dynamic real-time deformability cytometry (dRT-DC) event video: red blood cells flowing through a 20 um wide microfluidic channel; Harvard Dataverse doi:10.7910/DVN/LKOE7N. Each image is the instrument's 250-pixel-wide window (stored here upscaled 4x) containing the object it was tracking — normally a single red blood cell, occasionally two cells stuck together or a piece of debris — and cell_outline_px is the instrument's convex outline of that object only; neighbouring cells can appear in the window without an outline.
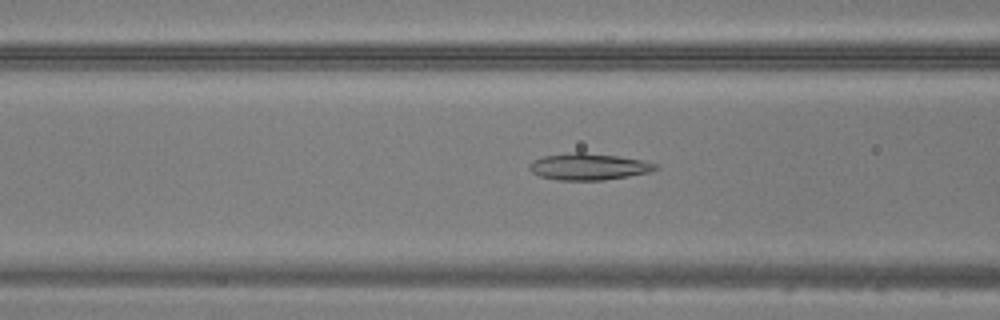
{"species": "common noctule bat (a hibernating species)", "species_latin": "Nyctalus noctula", "temperature_condition": "warm", "stored_images_in_passage": 49, "camera_frame_rate_fps": 3000, "um_per_image_px": 0.085, "animal": {"sex": "male", "body_mass_g": 20.5, "forearm_length_mm": 52.5}, "frame": {"image": 1, "passage_image": 20, "time_ms": 6.333, "image_size_px": [1000, 320], "cell_outline_px": [[660, 168], [648, 172], [628, 176], [604, 180], [556, 180], [540, 176], [532, 172], [528, 168], [528, 164], [532, 160], [544, 156], [576, 152], [584, 152], [620, 156], [640, 160], [656, 164]], "centroid_in_image_um": [50.0, 14.16], "position_along_channel_um": 116.6, "area_um2": 19.54}}
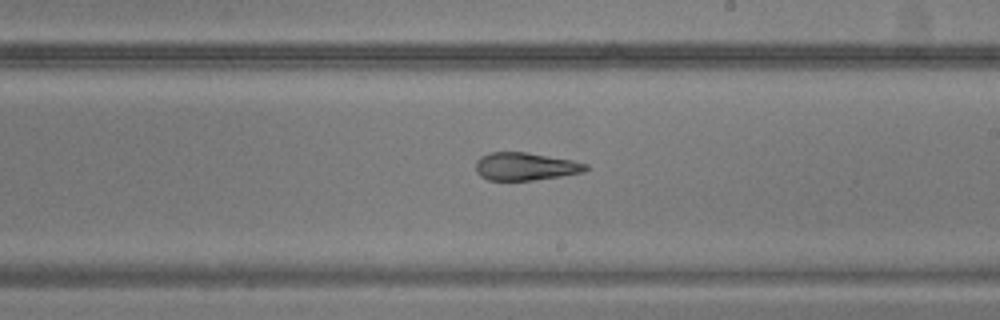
{"frame": {"image": 2, "passage_image": 29, "time_ms": 9.333, "image_size_px": [1000, 320], "cell_outline_px": [[588, 168], [584, 172], [560, 176], [532, 180], [488, 180], [480, 176], [476, 172], [476, 160], [480, 156], [492, 152], [528, 152], [588, 164]], "centroid_in_image_um": [44.61, 14.15], "position_along_channel_um": 244.4, "area_um2": 17.69}}
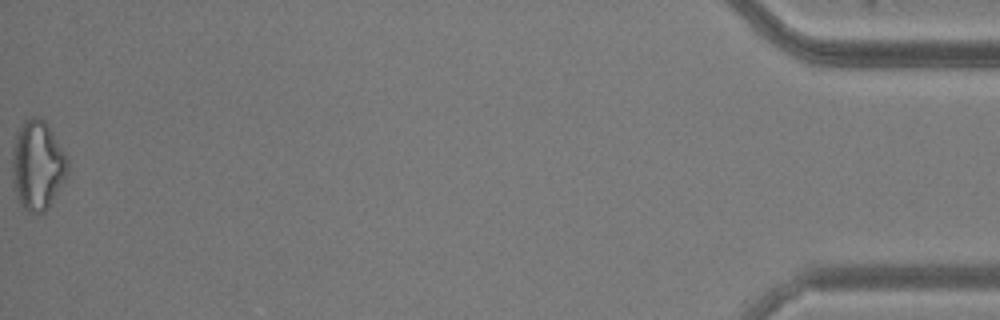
{"frame": {"image": 3, "passage_image": 49, "time_ms": 16.0, "image_size_px": [1000, 320], "cell_outline_px": [[68, 172], [64, 180], [48, 208], [44, 212], [28, 212], [20, 204], [12, 180], [12, 148], [16, 132], [24, 120], [32, 116], [40, 116], [44, 120], [52, 132], [68, 160]], "centroid_in_image_um": [3.16, 14.02], "position_along_channel_um": 432.0, "area_um2": 28.78}}